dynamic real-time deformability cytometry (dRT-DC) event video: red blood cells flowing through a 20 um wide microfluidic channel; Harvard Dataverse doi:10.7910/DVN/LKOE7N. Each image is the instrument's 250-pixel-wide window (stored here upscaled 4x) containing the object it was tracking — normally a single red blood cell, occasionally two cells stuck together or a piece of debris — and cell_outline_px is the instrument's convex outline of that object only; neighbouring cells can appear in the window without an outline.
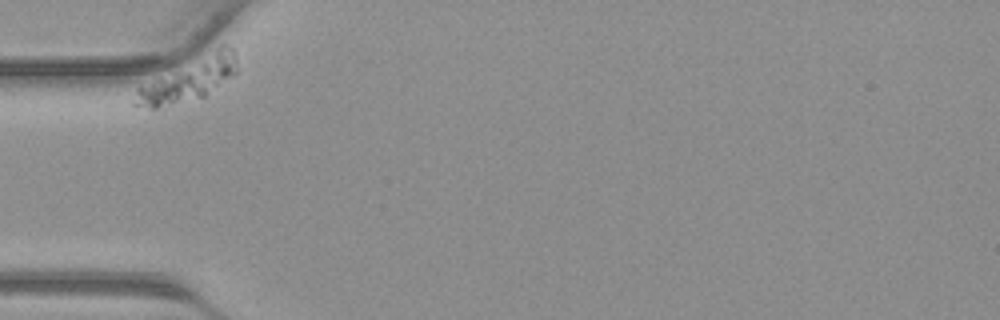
{"species": "common noctule bat (a hibernating species)", "species_latin": "Nyctalus noctula", "temperature_condition": "warm", "stored_images_in_passage": 30, "camera_frame_rate_fps": 3000, "um_per_image_px": 0.085, "animal": {"sex": "male", "body_mass_g": 23.1, "forearm_length_mm": 52.7}, "frame": {"image": 1, "passage_image": 1, "time_ms": 0.0, "image_size_px": [1000, 320], "cell_outline_px": [[236, 72], [232, 76], [204, 96], [156, 108], [148, 108], [132, 104], [136, 88], [220, 44], [224, 44], [232, 48], [236, 60]], "centroid_in_image_um": [16.03, 6.73], "position_along_channel_um": 69.0, "area_um2": 25.09}}
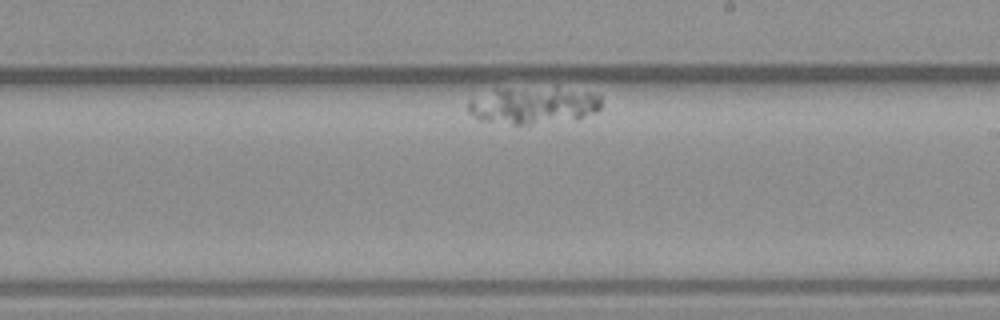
{"frame": {"image": 2, "passage_image": 18, "time_ms": 5.667, "image_size_px": [1000, 320], "cell_outline_px": [[600, 108], [596, 112], [580, 120], [532, 124], [512, 124], [480, 120], [468, 112], [468, 104], [472, 100], [496, 88], [556, 84], [588, 92], [600, 96]], "centroid_in_image_um": [45.42, 8.91], "position_along_channel_um": 243.6, "area_um2": 30.06}}
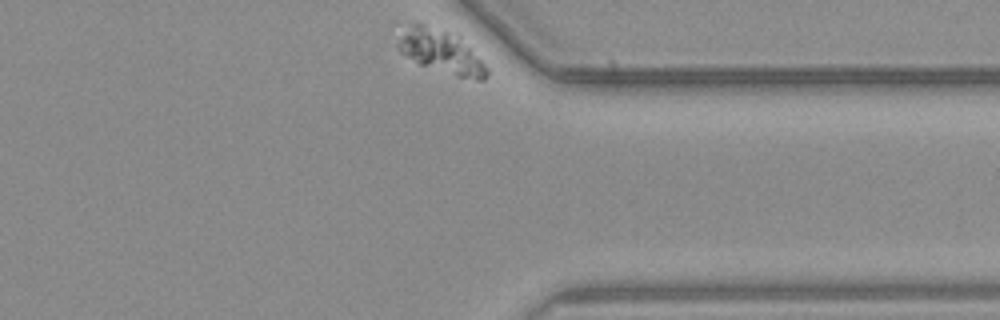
{"frame": {"image": 3, "passage_image": 30, "time_ms": 9.667, "image_size_px": [1000, 320], "cell_outline_px": [[488, 76], [484, 80], [476, 80], [456, 76], [420, 64], [400, 52], [396, 48], [396, 44], [404, 28], [412, 24], [424, 24], [460, 36], [488, 68]], "centroid_in_image_um": [37.5, 4.4], "position_along_channel_um": 373.9, "area_um2": 22.2}}